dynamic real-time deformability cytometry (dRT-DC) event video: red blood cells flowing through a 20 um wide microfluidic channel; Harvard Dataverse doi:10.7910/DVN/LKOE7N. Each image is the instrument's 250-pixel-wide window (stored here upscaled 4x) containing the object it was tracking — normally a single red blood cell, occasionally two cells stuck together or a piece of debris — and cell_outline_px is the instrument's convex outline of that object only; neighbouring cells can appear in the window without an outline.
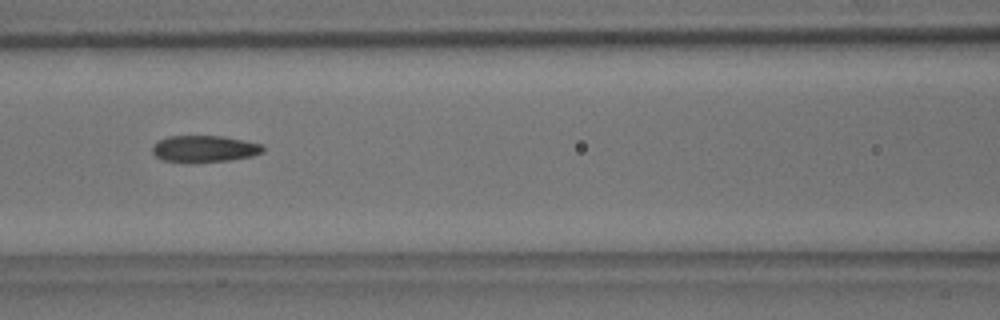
{"species": "common noctule bat (a hibernating species)", "species_latin": "Nyctalus noctula", "temperature_condition": "room temperature", "stored_images_in_passage": 12, "camera_frame_rate_fps": 3000, "um_per_image_px": 0.085, "animal": {"sex": "male", "body_mass_g": 18.8}, "frame": {"image": 1, "passage_image": 7, "time_ms": 7.667, "image_size_px": [1000, 320], "cell_outline_px": [[264, 152], [252, 156], [228, 160], [192, 164], [164, 160], [156, 156], [152, 152], [152, 144], [168, 136], [224, 136], [264, 144]], "centroid_in_image_um": [17.38, 12.66], "position_along_channel_um": 149.2, "area_um2": 17.57}}
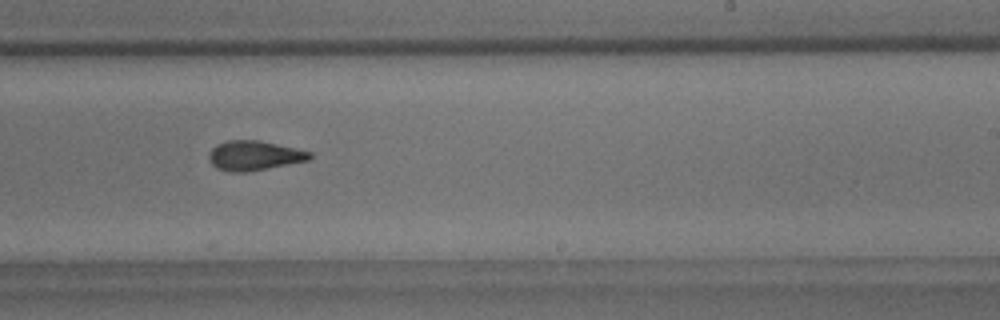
{"frame": {"image": 2, "passage_image": 10, "time_ms": 11.0, "image_size_px": [1000, 320], "cell_outline_px": [[312, 156], [308, 160], [248, 172], [228, 172], [216, 168], [208, 160], [208, 152], [216, 144], [228, 140], [260, 140], [312, 152]], "centroid_in_image_um": [21.55, 13.22], "position_along_channel_um": 267.4, "area_um2": 17.51}}